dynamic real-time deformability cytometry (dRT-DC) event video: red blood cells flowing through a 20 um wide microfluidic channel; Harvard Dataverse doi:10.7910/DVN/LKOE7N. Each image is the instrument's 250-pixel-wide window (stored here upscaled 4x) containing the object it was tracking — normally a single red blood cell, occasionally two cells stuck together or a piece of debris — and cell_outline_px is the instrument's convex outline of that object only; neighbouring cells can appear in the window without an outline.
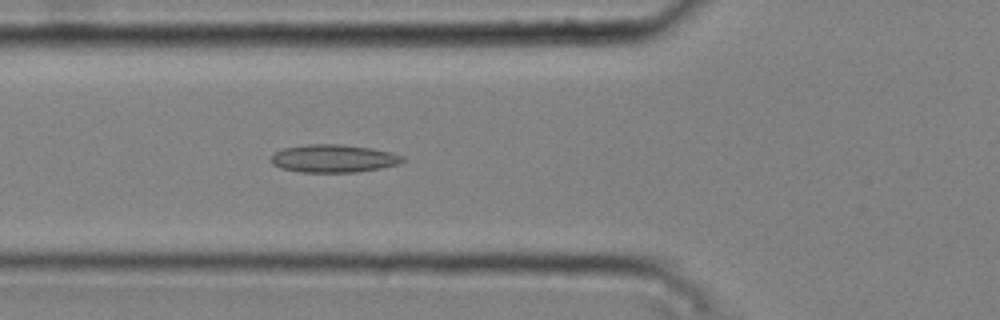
{"species": "common noctule bat (a hibernating species)", "species_latin": "Nyctalus noctula", "temperature_condition": "cold", "stored_images_in_passage": 51, "camera_frame_rate_fps": 3000, "um_per_image_px": 0.085, "animal": {"sex": "male", "body_mass_g": 20.4}, "frame": {"image": 1, "passage_image": 19, "time_ms": 6.0, "image_size_px": [1000, 320], "cell_outline_px": [[404, 160], [400, 164], [380, 168], [356, 172], [300, 172], [280, 168], [272, 164], [272, 156], [276, 152], [284, 148], [308, 144], [340, 144], [372, 148], [392, 152], [404, 156]], "centroid_in_image_um": [28.38, 13.47], "position_along_channel_um": 97.4, "area_um2": 21.39}}
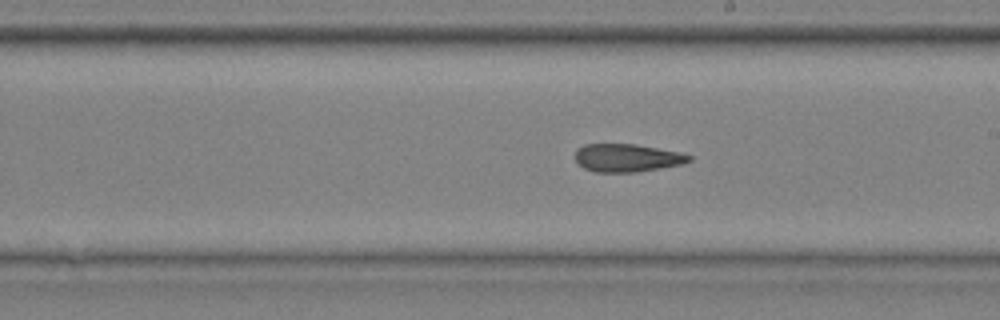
{"frame": {"image": 2, "passage_image": 30, "time_ms": 9.667, "image_size_px": [1000, 320], "cell_outline_px": [[692, 160], [684, 164], [636, 172], [596, 172], [584, 168], [576, 160], [576, 148], [584, 144], [636, 144], [680, 152], [692, 156]], "centroid_in_image_um": [53.32, 13.41], "position_along_channel_um": 235.7, "area_um2": 18.61}}
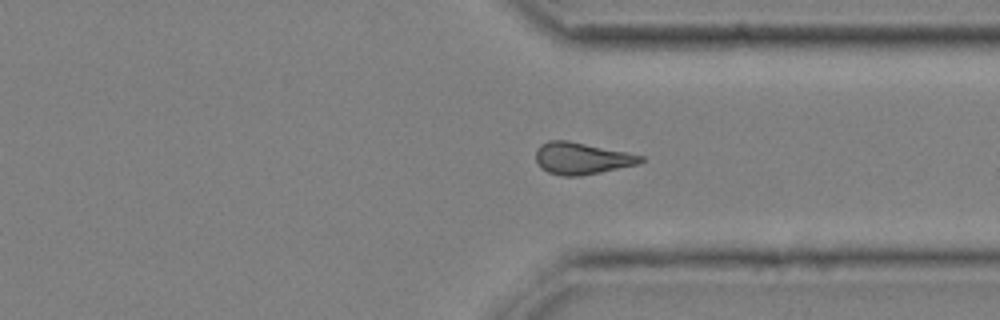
{"frame": {"image": 3, "passage_image": 40, "time_ms": 13.0, "image_size_px": [1000, 320], "cell_outline_px": [[644, 160], [636, 164], [600, 172], [580, 176], [564, 176], [548, 172], [540, 168], [536, 160], [536, 148], [540, 144], [548, 140], [568, 140], [628, 152], [644, 156]], "centroid_in_image_um": [49.4, 13.44], "position_along_channel_um": 362.0, "area_um2": 19.48}, "authors_computed_cell_mechanics": {"area_um2": 19.7676, "velocity_mm_per_s": 3.7676, "shape_relaxation_time_tau1_ms": null, "shape_relaxation_time_tau2_ms": 4.1796, "deformation_change_tau1": null, "deformation_change_tau2": 0.119}}